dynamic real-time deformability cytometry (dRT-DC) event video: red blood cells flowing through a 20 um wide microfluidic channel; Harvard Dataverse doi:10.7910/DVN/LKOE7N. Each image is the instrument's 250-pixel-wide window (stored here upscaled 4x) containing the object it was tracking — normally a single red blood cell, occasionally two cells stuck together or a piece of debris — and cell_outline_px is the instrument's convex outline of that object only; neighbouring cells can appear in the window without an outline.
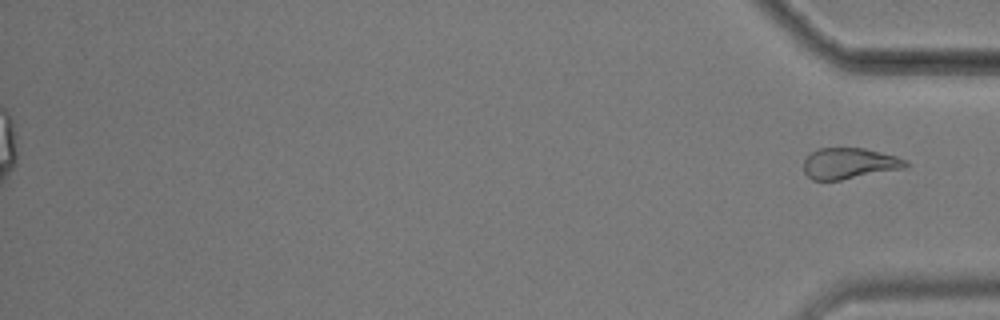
{"species": "common noctule bat (a hibernating species)", "species_latin": "Nyctalus noctula", "temperature_condition": "cold", "stored_images_in_passage": 41, "segment_of_instrument_passage": [2, 2], "camera_frame_rate_fps": 3000, "um_per_image_px": 0.085, "animal": {"sex": "male", "body_mass_g": 17.9}, "frame": {"image": 1, "passage_image": 41, "time_ms": 13.333, "image_size_px": [1000, 320], "cell_outline_px": [[908, 168], [840, 180], [812, 180], [804, 172], [804, 160], [812, 152], [820, 148], [864, 148], [896, 156], [908, 160]], "centroid_in_image_um": [72.23, 13.9], "position_along_channel_um": 363.0, "area_um2": 18.5}}